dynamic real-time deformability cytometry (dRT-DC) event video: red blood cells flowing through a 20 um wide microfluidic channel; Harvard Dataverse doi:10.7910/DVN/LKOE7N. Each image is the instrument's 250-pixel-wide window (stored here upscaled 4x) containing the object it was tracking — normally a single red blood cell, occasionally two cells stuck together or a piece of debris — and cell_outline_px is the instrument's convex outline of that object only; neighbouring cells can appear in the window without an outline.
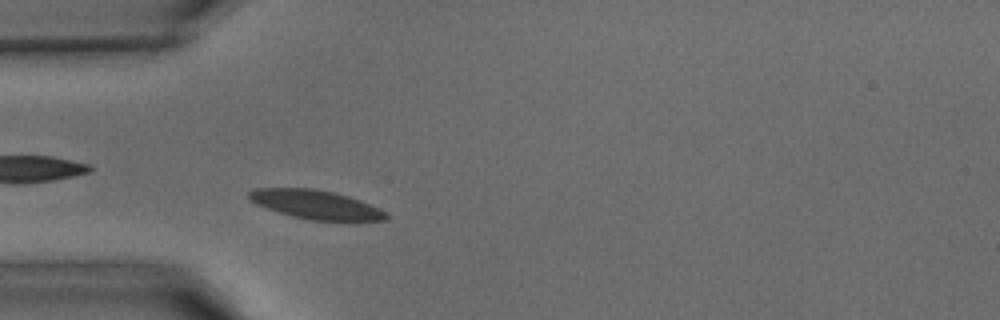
{"species": "common noctule bat (a hibernating species)", "species_latin": "Nyctalus noctula", "temperature_condition": "warm", "stored_images_in_passage": 37, "camera_frame_rate_fps": 3000, "um_per_image_px": 0.085, "animal": {"sex": "male", "body_mass_g": 15.6}, "frame": {"image": 1, "passage_image": 7, "time_ms": 2.0, "image_size_px": [1000, 320], "cell_outline_px": [[388, 220], [312, 220], [292, 216], [256, 204], [248, 196], [248, 192], [256, 188], [312, 188], [332, 192], [348, 196], [360, 200], [388, 212]], "centroid_in_image_um": [26.86, 17.38], "position_along_channel_um": 58.1, "area_um2": 22.72}}
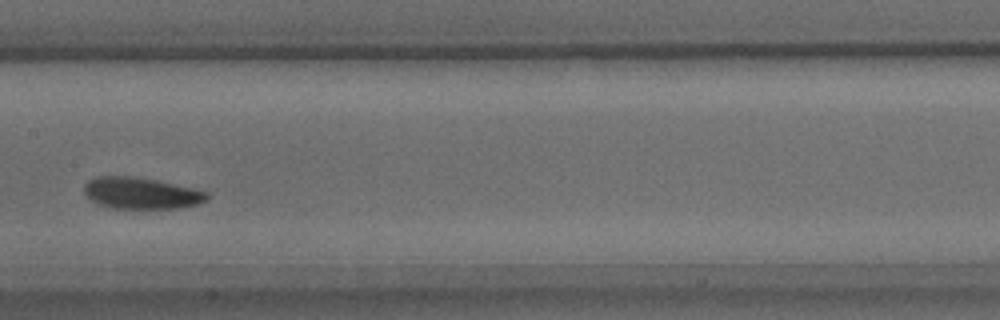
{"frame": {"image": 2, "passage_image": 16, "time_ms": 5.0, "image_size_px": [1000, 320], "cell_outline_px": [[208, 200], [196, 204], [176, 208], [108, 208], [92, 200], [84, 192], [84, 184], [88, 180], [96, 176], [128, 176], [156, 180], [192, 188], [208, 192]], "centroid_in_image_um": [11.97, 16.41], "position_along_channel_um": 195.4, "area_um2": 22.31}}
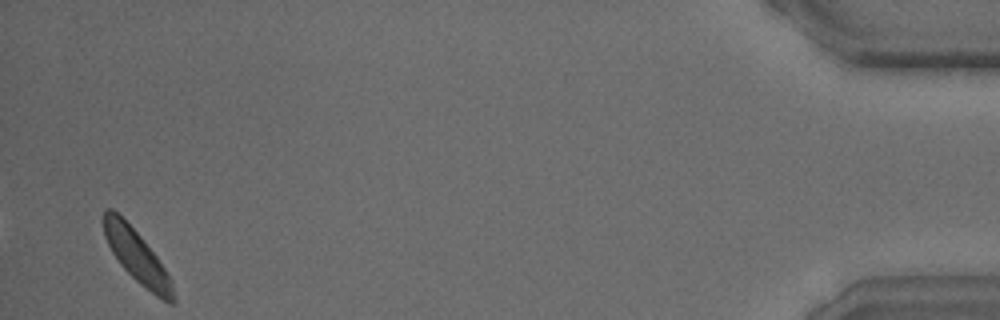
{"frame": {"image": 3, "passage_image": 36, "time_ms": 11.667, "image_size_px": [1000, 320], "cell_outline_px": [[176, 300], [172, 304], [168, 304], [156, 296], [140, 284], [120, 264], [112, 252], [104, 236], [100, 220], [104, 208], [112, 208], [140, 236], [156, 256], [164, 268], [172, 284]], "centroid_in_image_um": [11.58, 21.77], "position_along_channel_um": 423.6, "area_um2": 21.15}}